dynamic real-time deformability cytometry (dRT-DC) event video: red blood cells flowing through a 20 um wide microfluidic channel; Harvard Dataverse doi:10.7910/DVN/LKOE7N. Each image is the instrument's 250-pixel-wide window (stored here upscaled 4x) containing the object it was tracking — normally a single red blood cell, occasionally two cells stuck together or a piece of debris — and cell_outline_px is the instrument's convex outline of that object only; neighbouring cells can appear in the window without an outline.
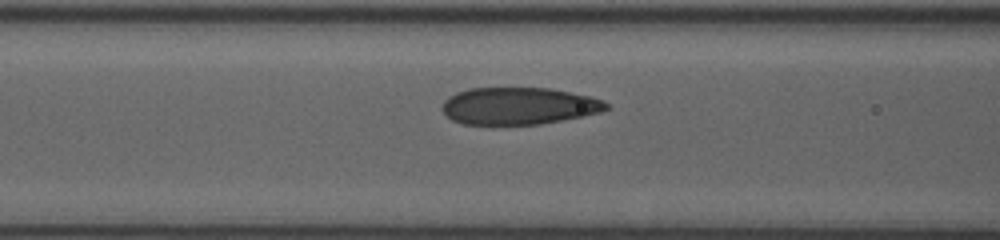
{"species": "human", "species_latin": "Homo sapiens", "temperature_condition": "room temperature", "stored_images_in_passage": 13, "camera_frame_rate_fps": 3000, "um_per_image_px": 0.085, "donor": {"sex": "female"}, "frame": {"image": 1, "passage_image": 11, "time_ms": 3.333, "image_size_px": [1000, 240], "cell_outline_px": [[608, 108], [600, 112], [584, 116], [540, 124], [464, 124], [452, 120], [440, 108], [444, 100], [448, 96], [456, 92], [468, 88], [552, 88], [588, 96], [604, 100], [608, 104]], "centroid_in_image_um": [44.07, 9.0], "position_along_channel_um": 122.5, "area_um2": 35.55}}